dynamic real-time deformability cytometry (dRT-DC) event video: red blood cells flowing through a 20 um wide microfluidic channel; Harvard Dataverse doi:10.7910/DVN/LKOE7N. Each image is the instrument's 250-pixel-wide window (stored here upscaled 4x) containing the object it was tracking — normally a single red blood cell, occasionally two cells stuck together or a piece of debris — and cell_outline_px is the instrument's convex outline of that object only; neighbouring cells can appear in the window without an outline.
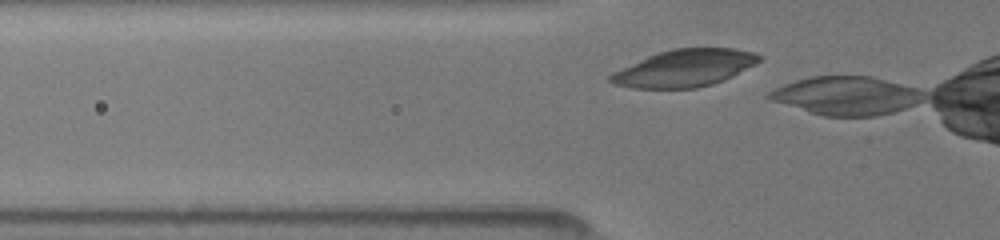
{"species": "common noctule bat (a hibernating species)", "species_latin": "Nyctalus noctula", "temperature_condition": "room temperature", "stored_images_in_passage": 3, "camera_frame_rate_fps": 3000, "um_per_image_px": 0.085, "animal": {"sex": "female", "body_mass_g": 19.5, "forearm_length_mm": 54.1}, "frame": {"image": 1, "passage_image": 2, "time_ms": 0.333, "image_size_px": [1000, 240], "cell_outline_px": [[764, 56], [760, 60], [732, 76], [724, 80], [712, 84], [696, 88], [632, 88], [616, 84], [608, 80], [608, 76], [612, 72], [648, 56], [672, 48], [732, 48], [756, 52]], "centroid_in_image_um": [58.19, 5.79], "position_along_channel_um": 67.6, "area_um2": 31.96}}